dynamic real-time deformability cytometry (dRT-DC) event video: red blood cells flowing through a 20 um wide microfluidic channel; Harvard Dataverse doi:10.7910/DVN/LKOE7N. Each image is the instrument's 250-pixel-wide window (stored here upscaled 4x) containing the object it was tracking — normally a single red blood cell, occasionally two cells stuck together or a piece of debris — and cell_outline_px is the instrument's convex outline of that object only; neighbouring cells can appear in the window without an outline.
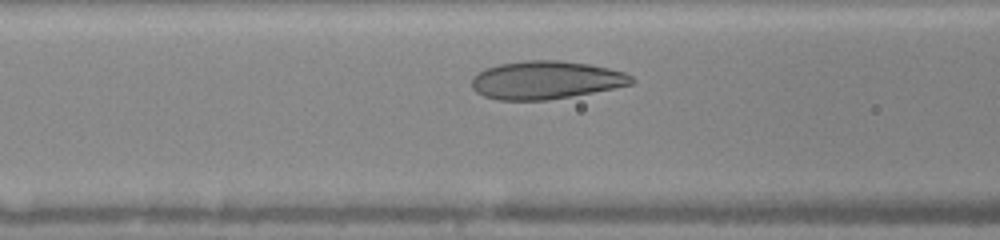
{"species": "human", "species_latin": "Homo sapiens", "temperature_condition": "warm", "stored_images_in_passage": 6, "camera_frame_rate_fps": 3000, "um_per_image_px": 0.085, "donor": {"sex": "female"}, "frame": {"image": 1, "passage_image": 5, "time_ms": 2.0, "image_size_px": [1000, 240], "cell_outline_px": [[636, 80], [632, 84], [592, 92], [548, 100], [496, 100], [484, 96], [476, 92], [472, 88], [472, 76], [476, 72], [484, 68], [500, 64], [524, 60], [560, 60], [588, 64], [608, 68], [624, 72], [632, 76]], "centroid_in_image_um": [46.35, 6.8], "position_along_channel_um": 120.2, "area_um2": 35.55}}